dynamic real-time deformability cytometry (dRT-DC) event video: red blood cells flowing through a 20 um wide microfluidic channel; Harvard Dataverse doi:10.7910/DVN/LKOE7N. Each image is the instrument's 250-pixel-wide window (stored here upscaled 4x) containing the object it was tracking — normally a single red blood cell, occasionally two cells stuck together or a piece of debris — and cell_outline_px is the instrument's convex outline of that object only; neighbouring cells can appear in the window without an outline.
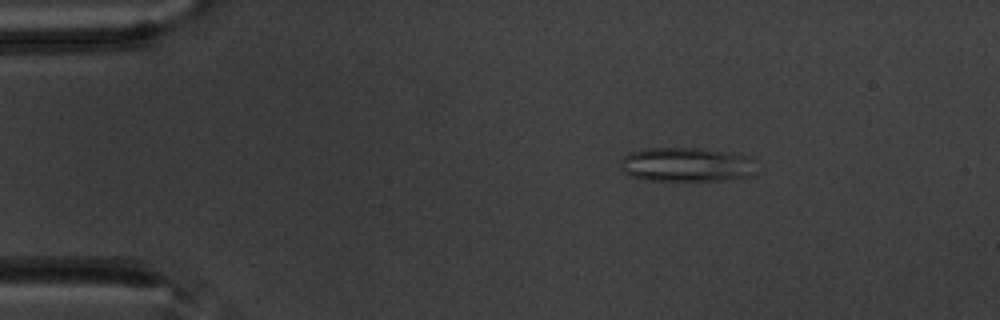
{"species": "common noctule bat (a hibernating species)", "species_latin": "Nyctalus noctula", "temperature_condition": "warm", "stored_images_in_passage": 49, "camera_frame_rate_fps": 3000, "um_per_image_px": 0.085, "animal": {"sex": "male", "body_mass_g": 20.1, "forearm_length_mm": 53.5}, "frame": {"image": 1, "passage_image": 1, "time_ms": 0.0, "image_size_px": [1000, 320], "cell_outline_px": [[748, 160], [744, 176], [732, 180], [644, 180], [628, 176], [624, 172], [620, 160], [628, 152], [648, 148], [704, 148], [728, 152], [744, 156]], "centroid_in_image_um": [58.11, 13.98], "position_along_channel_um": 26.9, "area_um2": 26.18}}
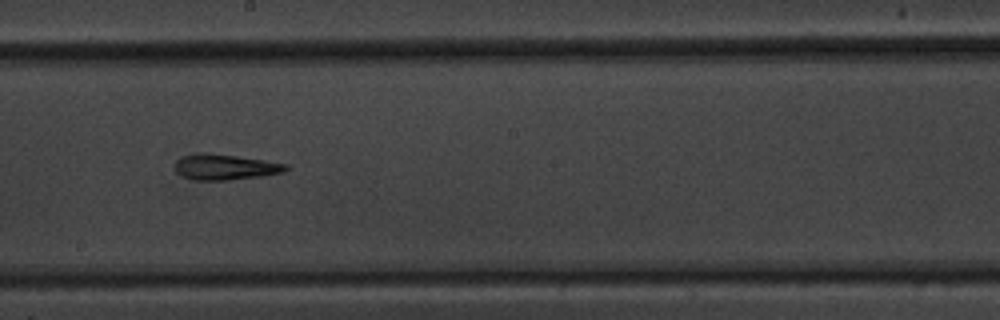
{"frame": {"image": 2, "passage_image": 24, "time_ms": 7.667, "image_size_px": [1000, 320], "cell_outline_px": [[288, 168], [284, 172], [264, 176], [228, 180], [192, 180], [180, 176], [176, 172], [176, 160], [184, 156], [196, 152], [200, 152], [236, 156], [264, 160], [288, 164]], "centroid_in_image_um": [19.12, 14.2], "position_along_channel_um": 229.1, "area_um2": 16.65}}
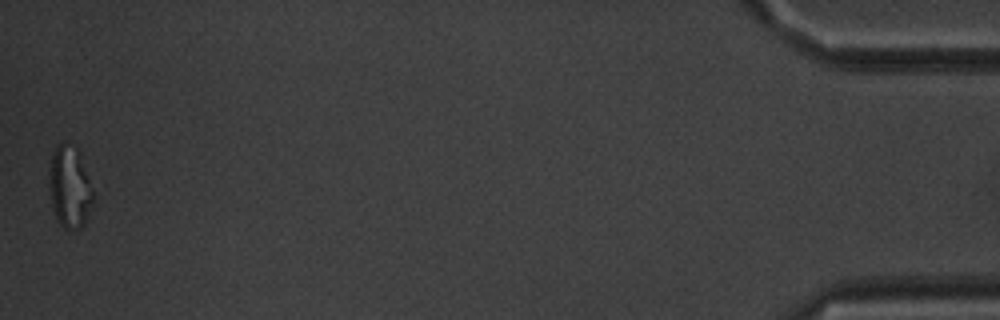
{"frame": {"image": 3, "passage_image": 49, "time_ms": 16.0, "image_size_px": [1000, 320], "cell_outline_px": [[92, 200], [88, 216], [84, 224], [80, 228], [68, 232], [56, 220], [52, 208], [48, 184], [48, 168], [56, 144], [64, 140], [76, 148], [80, 152], [92, 188]], "centroid_in_image_um": [5.88, 15.89], "position_along_channel_um": 429.3, "area_um2": 21.5}, "authors_computed_cell_mechanics": {"area_um2": 17.051, "velocity_mm_per_s": 3.4789, "shape_relaxation_time_tau1_ms": null, "shape_relaxation_time_tau2_ms": 5.9398, "deformation_change_tau1": null, "deformation_change_tau2": 0.201}}